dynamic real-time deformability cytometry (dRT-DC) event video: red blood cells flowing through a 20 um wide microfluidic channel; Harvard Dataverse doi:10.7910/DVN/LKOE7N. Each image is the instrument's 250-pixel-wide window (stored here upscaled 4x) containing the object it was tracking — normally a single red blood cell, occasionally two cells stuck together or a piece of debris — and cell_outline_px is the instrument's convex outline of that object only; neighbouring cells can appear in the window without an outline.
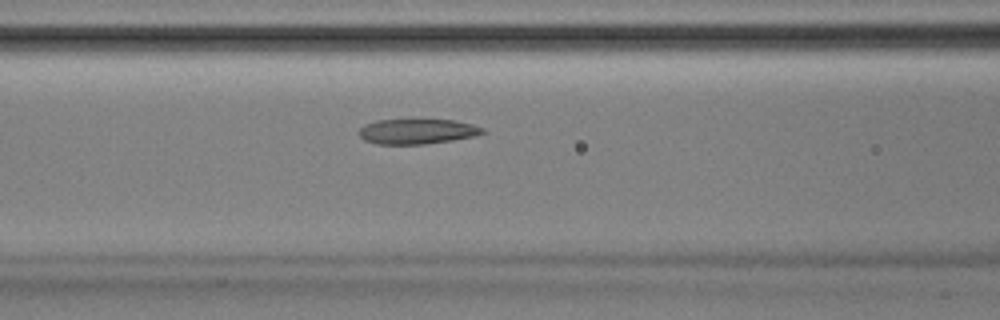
{"species": "Egyptian fruit bat (a non-hibernating species)", "species_latin": "Rousettus aegyptiacus", "temperature_condition": "room temperature", "stored_images_in_passage": 51, "camera_frame_rate_fps": 3000, "um_per_image_px": 0.085, "animal": {"sex": "male"}, "frame": {"image": 1, "passage_image": 21, "time_ms": 6.667, "image_size_px": [1000, 320], "cell_outline_px": [[488, 132], [476, 136], [452, 140], [424, 144], [376, 144], [364, 140], [356, 132], [364, 124], [376, 120], [412, 116], [420, 116], [452, 120], [472, 124], [484, 128]], "centroid_in_image_um": [35.44, 11.11], "position_along_channel_um": 131.2, "area_um2": 19.42}}
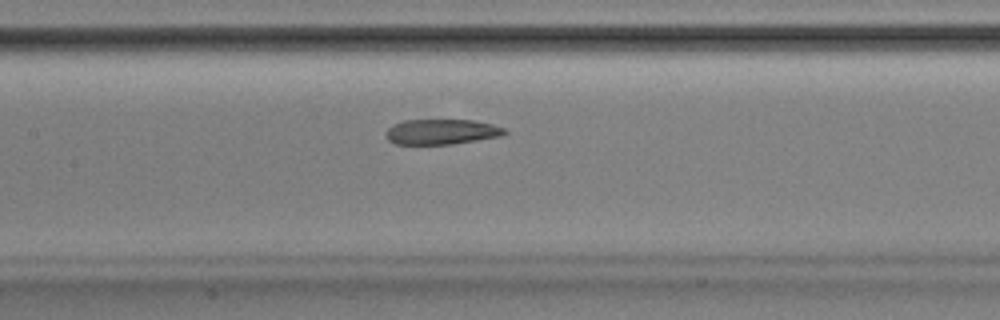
{"frame": {"image": 2, "passage_image": 24, "time_ms": 7.667, "image_size_px": [1000, 320], "cell_outline_px": [[508, 132], [500, 136], [452, 144], [396, 144], [388, 140], [384, 136], [384, 132], [392, 124], [404, 120], [472, 120], [492, 124], [504, 128]], "centroid_in_image_um": [37.47, 11.2], "position_along_channel_um": 169.9, "area_um2": 17.51}}
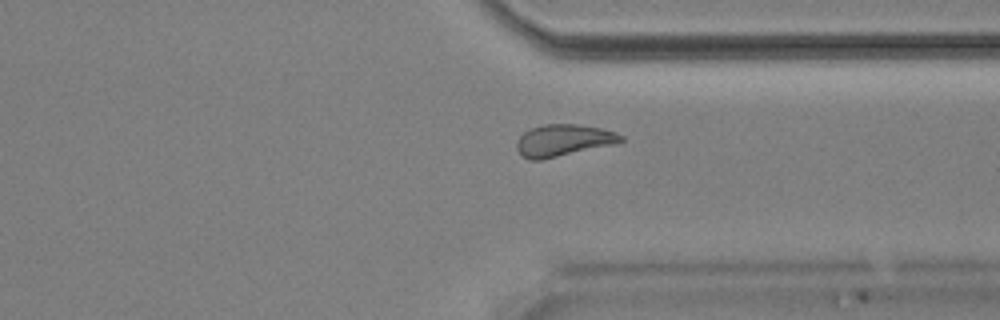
{"frame": {"image": 3, "passage_image": 39, "time_ms": 12.667, "image_size_px": [1000, 320], "cell_outline_px": [[624, 140], [616, 144], [540, 160], [528, 160], [516, 148], [516, 144], [520, 136], [524, 132], [532, 128], [544, 124], [580, 124], [600, 128], [616, 132], [624, 136]], "centroid_in_image_um": [47.92, 11.92], "position_along_channel_um": 363.5, "area_um2": 19.31}, "authors_computed_cell_mechanics": {"area_um2": 19.7098, "velocity_mm_per_s": 3.8736, "shape_relaxation_time_tau1_ms": null, "shape_relaxation_time_tau2_ms": 2.6715, "deformation_change_tau1": null, "deformation_change_tau2": 0.0854}}